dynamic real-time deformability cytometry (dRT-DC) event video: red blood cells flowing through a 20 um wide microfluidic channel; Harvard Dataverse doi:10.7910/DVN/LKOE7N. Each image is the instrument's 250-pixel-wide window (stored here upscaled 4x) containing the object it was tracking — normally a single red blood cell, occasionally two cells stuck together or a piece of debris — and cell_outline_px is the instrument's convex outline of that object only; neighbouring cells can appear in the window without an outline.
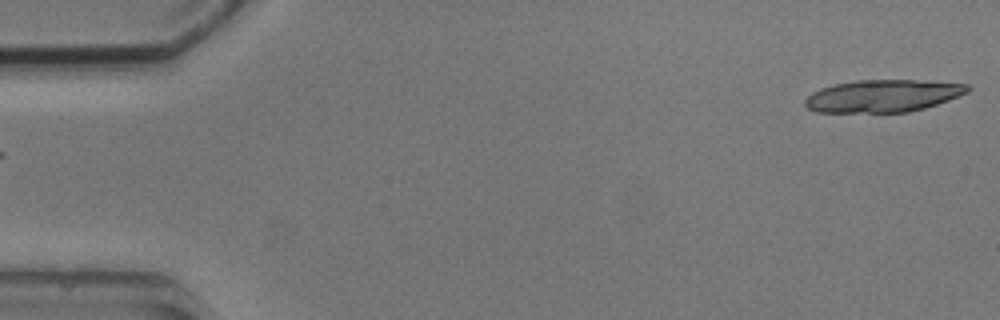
{"species": "common noctule bat (a hibernating species)", "species_latin": "Nyctalus noctula", "temperature_condition": "cold", "stored_images_in_passage": 6, "camera_frame_rate_fps": 3000, "um_per_image_px": 0.085, "animal": {"sex": "male", "body_mass_g": 20.5, "forearm_length_mm": 52.5}, "frame": {"image": 1, "passage_image": 1, "time_ms": 0.0, "image_size_px": [1000, 320], "cell_outline_px": [[972, 88], [968, 92], [948, 100], [924, 108], [908, 112], [816, 112], [808, 108], [804, 104], [804, 100], [812, 92], [820, 88], [836, 84], [856, 80], [912, 80], [968, 84]], "centroid_in_image_um": [75.03, 8.15], "position_along_channel_um": 10.0, "area_um2": 30.52}}